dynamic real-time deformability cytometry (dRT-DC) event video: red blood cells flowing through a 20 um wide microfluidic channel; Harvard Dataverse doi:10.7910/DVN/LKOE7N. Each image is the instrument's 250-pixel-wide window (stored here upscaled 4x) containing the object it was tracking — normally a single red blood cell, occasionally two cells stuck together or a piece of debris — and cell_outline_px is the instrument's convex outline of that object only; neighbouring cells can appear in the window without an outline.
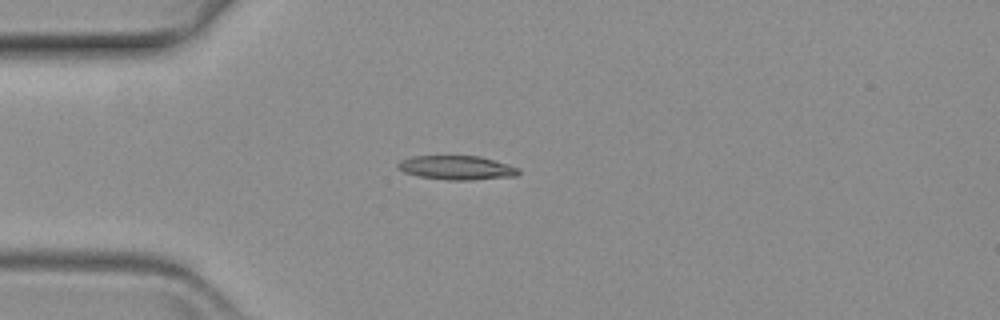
{"species": "common noctule bat (a hibernating species)", "species_latin": "Nyctalus noctula", "temperature_condition": "warm", "stored_images_in_passage": 45, "camera_frame_rate_fps": 3000, "um_per_image_px": 0.085, "animal": {"sex": "female", "body_mass_g": 19.3, "forearm_length_mm": 54.1}, "frame": {"image": 1, "passage_image": 1, "time_ms": 0.0, "image_size_px": [1000, 320], "cell_outline_px": [[520, 172], [516, 176], [472, 180], [444, 180], [420, 176], [404, 172], [396, 164], [400, 160], [412, 156], [480, 156], [508, 164], [520, 168]], "centroid_in_image_um": [38.85, 14.25], "position_along_channel_um": 46.2, "area_um2": 16.94}}
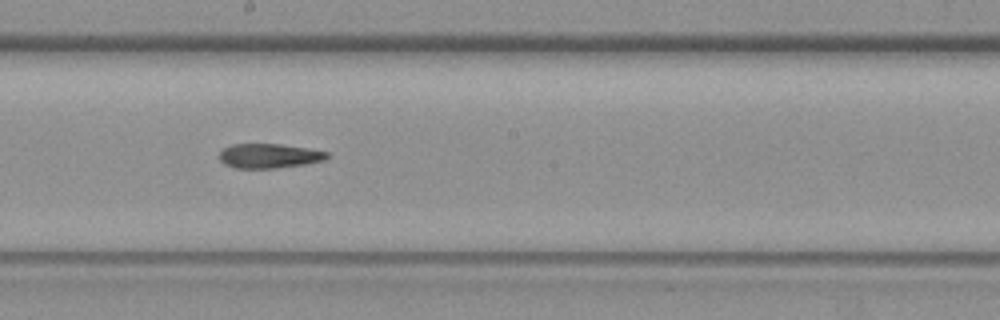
{"frame": {"image": 2, "passage_image": 18, "time_ms": 5.667, "image_size_px": [1000, 320], "cell_outline_px": [[328, 156], [324, 160], [304, 164], [276, 168], [236, 168], [224, 164], [220, 160], [220, 152], [224, 148], [232, 144], [280, 144], [308, 148], [328, 152]], "centroid_in_image_um": [22.86, 13.25], "position_along_channel_um": 225.3, "area_um2": 15.26}}
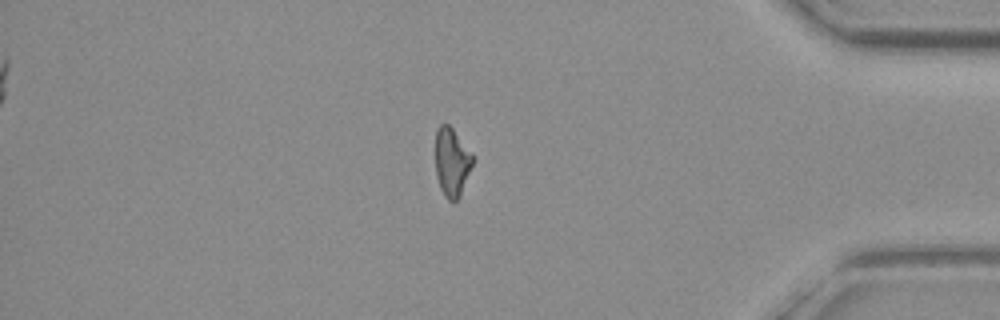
{"frame": {"image": 3, "passage_image": 36, "time_ms": 11.667, "image_size_px": [1000, 320], "cell_outline_px": [[472, 164], [460, 196], [452, 204], [444, 196], [440, 188], [436, 176], [436, 128], [440, 124], [448, 124], [452, 128], [472, 152]], "centroid_in_image_um": [38.39, 13.79], "position_along_channel_um": 396.8, "area_um2": 14.85}}